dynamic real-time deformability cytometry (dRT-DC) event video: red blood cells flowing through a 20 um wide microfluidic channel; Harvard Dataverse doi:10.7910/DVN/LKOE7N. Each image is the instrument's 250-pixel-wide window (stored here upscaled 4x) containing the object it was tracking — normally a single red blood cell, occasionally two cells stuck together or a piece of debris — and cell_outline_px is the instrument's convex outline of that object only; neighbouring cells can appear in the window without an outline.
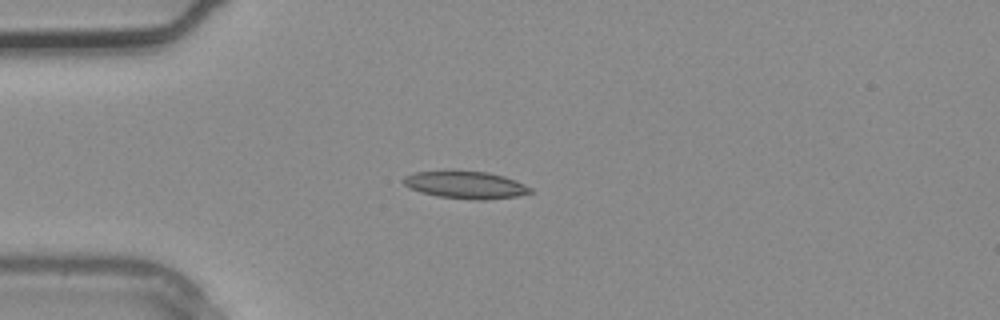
{"species": "common noctule bat (a hibernating species)", "species_latin": "Nyctalus noctula", "temperature_condition": "warm", "stored_images_in_passage": 2, "camera_frame_rate_fps": 3000, "um_per_image_px": 0.085, "animal": {"sex": "male", "body_mass_g": 20.4}, "frame": {"image": 1, "passage_image": 1, "time_ms": 0.0, "image_size_px": [1000, 320], "cell_outline_px": [[532, 192], [516, 196], [484, 200], [476, 200], [436, 196], [420, 192], [408, 188], [400, 180], [404, 176], [416, 172], [488, 172], [504, 176], [516, 180], [532, 188]], "centroid_in_image_um": [39.56, 15.73], "position_along_channel_um": 45.4, "area_um2": 20.0}}